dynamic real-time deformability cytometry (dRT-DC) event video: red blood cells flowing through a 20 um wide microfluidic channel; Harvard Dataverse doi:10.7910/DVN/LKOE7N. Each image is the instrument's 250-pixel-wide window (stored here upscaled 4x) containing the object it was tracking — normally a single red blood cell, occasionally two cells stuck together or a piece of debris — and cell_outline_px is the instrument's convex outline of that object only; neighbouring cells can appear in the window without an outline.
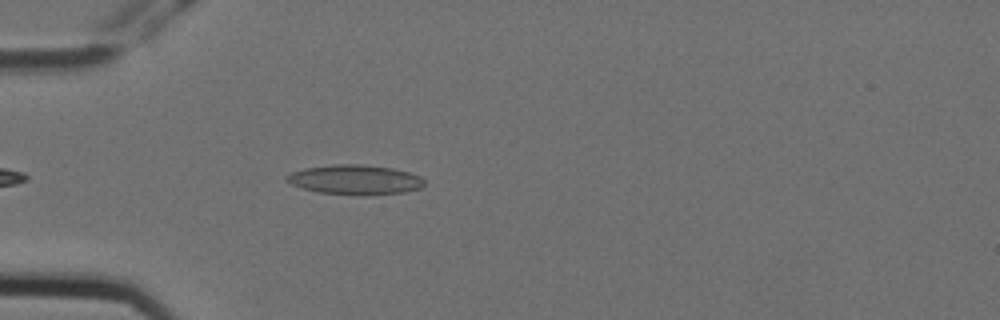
{"species": "Egyptian fruit bat (a non-hibernating species)", "species_latin": "Rousettus aegyptiacus", "temperature_condition": "cold", "stored_images_in_passage": 3, "camera_frame_rate_fps": 3000, "um_per_image_px": 0.085, "animal": {"sex": "female"}, "frame": {"image": 1, "passage_image": 3, "time_ms": 0.667, "image_size_px": [1000, 320], "cell_outline_px": [[424, 184], [420, 188], [404, 192], [320, 192], [304, 188], [292, 184], [284, 180], [284, 176], [292, 172], [304, 168], [332, 164], [360, 164], [392, 168], [408, 172], [420, 176], [424, 180]], "centroid_in_image_um": [30.13, 15.21], "position_along_channel_um": 54.9, "area_um2": 22.66}}